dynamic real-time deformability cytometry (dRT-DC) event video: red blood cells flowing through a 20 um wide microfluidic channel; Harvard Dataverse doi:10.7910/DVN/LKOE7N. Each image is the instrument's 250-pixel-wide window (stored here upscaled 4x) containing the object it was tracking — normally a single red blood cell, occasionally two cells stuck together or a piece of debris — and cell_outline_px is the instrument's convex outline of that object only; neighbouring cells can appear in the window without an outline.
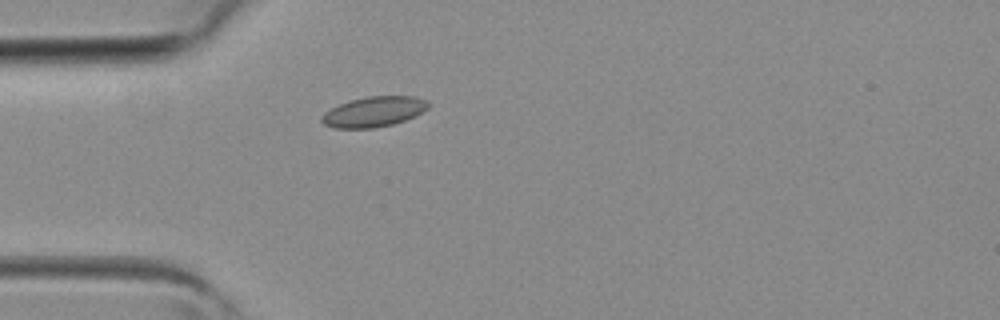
{"species": "common noctule bat (a hibernating species)", "species_latin": "Nyctalus noctula", "temperature_condition": "room temperature", "stored_images_in_passage": 2, "camera_frame_rate_fps": 3000, "um_per_image_px": 0.085, "animal": {"sex": "female", "body_mass_g": 19.3, "forearm_length_mm": 54.1}, "frame": {"image": 1, "passage_image": 2, "time_ms": 0.333, "image_size_px": [1000, 320], "cell_outline_px": [[428, 108], [416, 116], [392, 124], [372, 128], [336, 128], [324, 124], [320, 120], [320, 116], [324, 112], [340, 104], [352, 100], [368, 96], [416, 96], [428, 100]], "centroid_in_image_um": [31.78, 9.49], "position_along_channel_um": 53.2, "area_um2": 18.73}}